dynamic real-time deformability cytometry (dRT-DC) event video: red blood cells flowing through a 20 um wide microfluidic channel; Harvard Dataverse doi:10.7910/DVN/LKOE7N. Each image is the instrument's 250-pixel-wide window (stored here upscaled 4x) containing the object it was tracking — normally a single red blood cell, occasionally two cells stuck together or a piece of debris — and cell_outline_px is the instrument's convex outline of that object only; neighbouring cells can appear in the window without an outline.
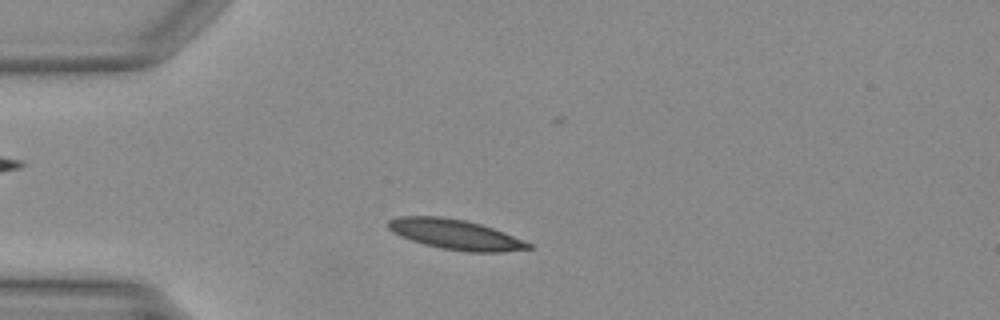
{"species": "Egyptian fruit bat (a non-hibernating species)", "species_latin": "Rousettus aegyptiacus", "temperature_condition": "warm", "stored_images_in_passage": 37, "camera_frame_rate_fps": 3000, "um_per_image_px": 0.085, "animal": {"sex": "female"}, "frame": {"image": 1, "passage_image": 1, "time_ms": 0.0, "image_size_px": [1000, 320], "cell_outline_px": [[532, 248], [504, 252], [468, 252], [440, 248], [424, 244], [400, 236], [388, 228], [388, 220], [400, 216], [440, 216], [464, 220], [480, 224], [504, 232], [524, 240], [532, 244]], "centroid_in_image_um": [38.72, 19.93], "position_along_channel_um": 46.3, "area_um2": 24.45}}
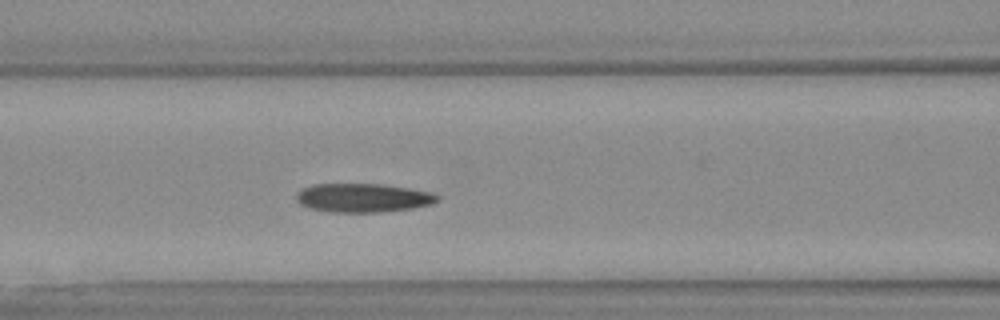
{"frame": {"image": 2, "passage_image": 9, "time_ms": 2.667, "image_size_px": [1000, 320], "cell_outline_px": [[440, 200], [432, 204], [412, 208], [380, 212], [332, 212], [308, 208], [300, 204], [296, 200], [296, 192], [312, 184], [380, 184], [408, 188], [432, 192], [440, 196]], "centroid_in_image_um": [30.86, 16.81], "position_along_channel_um": 135.7, "area_um2": 23.76}}
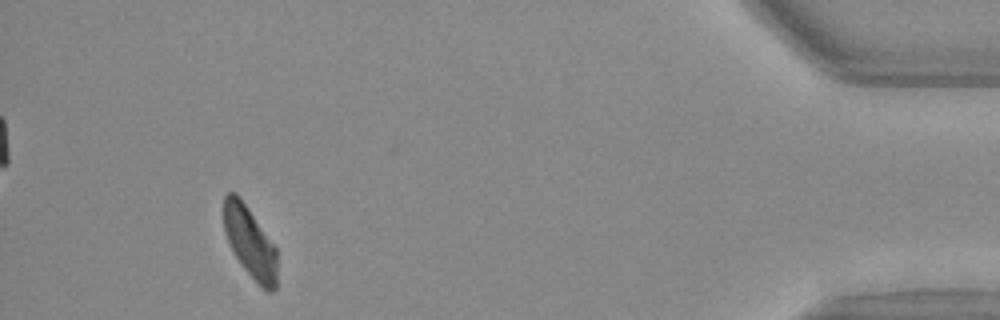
{"frame": {"image": 3, "passage_image": 34, "time_ms": 11.0, "image_size_px": [1000, 320], "cell_outline_px": [[276, 288], [272, 292], [268, 292], [244, 268], [236, 256], [228, 240], [224, 228], [224, 196], [228, 192], [236, 192], [240, 196], [276, 248]], "centroid_in_image_um": [21.24, 20.54], "position_along_channel_um": 414.0, "area_um2": 21.56}}